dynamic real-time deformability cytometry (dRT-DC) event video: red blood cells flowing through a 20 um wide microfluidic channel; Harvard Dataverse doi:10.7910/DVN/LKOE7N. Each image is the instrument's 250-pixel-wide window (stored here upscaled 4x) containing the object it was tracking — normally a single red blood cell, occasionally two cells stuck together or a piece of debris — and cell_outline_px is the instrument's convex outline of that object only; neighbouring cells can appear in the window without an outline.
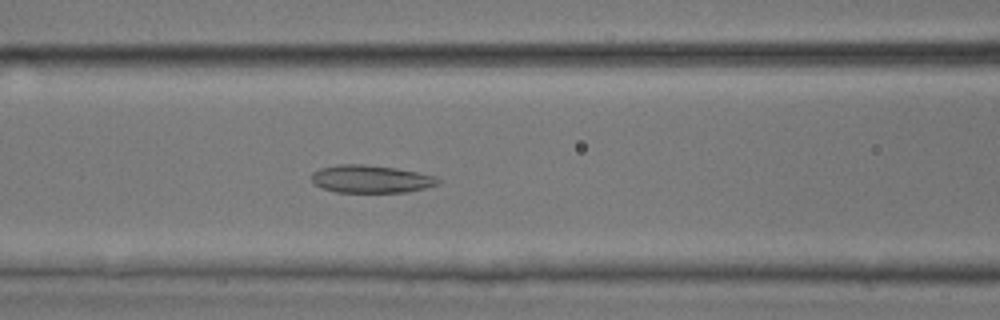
{"species": "common noctule bat (a hibernating species)", "species_latin": "Nyctalus noctula", "temperature_condition": "room temperature", "stored_images_in_passage": 45, "camera_frame_rate_fps": 3000, "um_per_image_px": 0.085, "animal": {"sex": "male", "body_mass_g": 17.9, "forearm_length_mm": 54.2}, "frame": {"image": 1, "passage_image": 19, "time_ms": 6.0, "image_size_px": [1000, 320], "cell_outline_px": [[440, 184], [424, 188], [404, 192], [336, 192], [324, 188], [316, 184], [312, 180], [312, 172], [320, 168], [340, 164], [364, 164], [396, 168], [436, 176], [440, 180]], "centroid_in_image_um": [31.54, 15.21], "position_along_channel_um": 135.1, "area_um2": 20.29}}
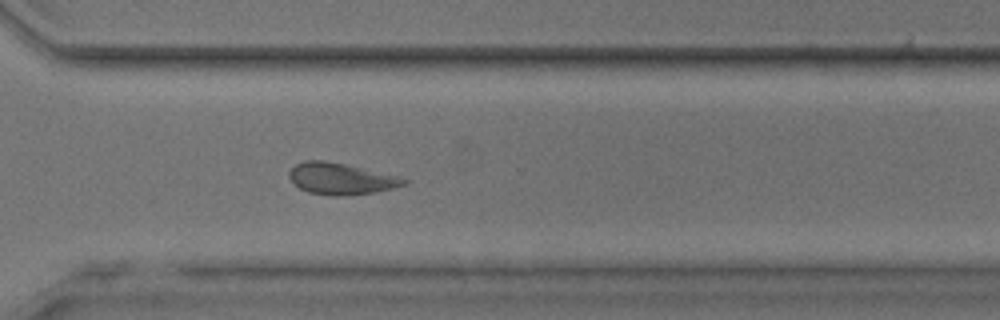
{"frame": {"image": 2, "passage_image": 33, "time_ms": 10.667, "image_size_px": [1000, 320], "cell_outline_px": [[408, 184], [376, 192], [348, 196], [332, 196], [308, 192], [300, 188], [288, 176], [288, 172], [296, 164], [304, 160], [324, 160], [344, 164], [396, 176], [408, 180]], "centroid_in_image_um": [28.96, 15.2], "position_along_channel_um": 341.6, "area_um2": 20.87}}
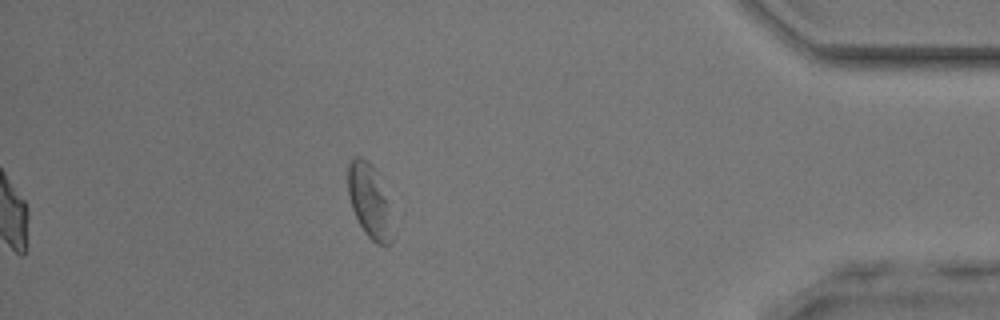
{"frame": {"image": 3, "passage_image": 40, "time_ms": 13.0, "image_size_px": [1000, 320], "cell_outline_px": [[396, 232], [392, 240], [388, 244], [376, 244], [364, 232], [352, 208], [348, 196], [348, 164], [356, 156], [360, 156], [368, 160], [372, 164]], "centroid_in_image_um": [31.39, 17.14], "position_along_channel_um": 403.8, "area_um2": 18.61}}